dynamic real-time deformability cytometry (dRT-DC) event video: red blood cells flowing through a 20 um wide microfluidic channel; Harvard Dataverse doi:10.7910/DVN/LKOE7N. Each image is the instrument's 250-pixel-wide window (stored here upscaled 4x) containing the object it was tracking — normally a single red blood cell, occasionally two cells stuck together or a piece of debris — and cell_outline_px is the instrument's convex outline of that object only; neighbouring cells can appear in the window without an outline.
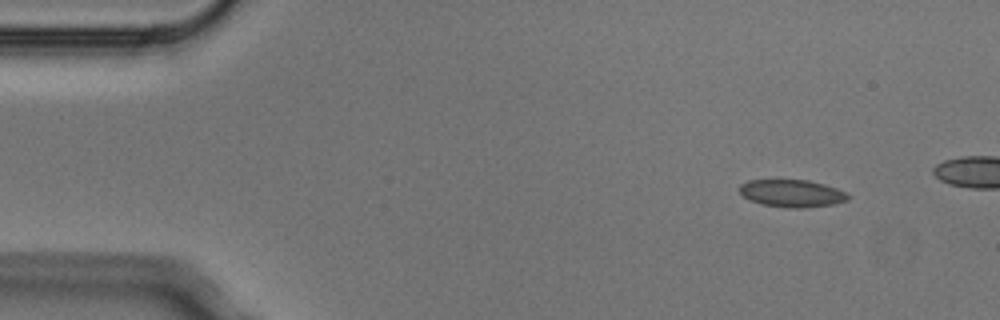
{"species": "Egyptian fruit bat (a non-hibernating species)", "species_latin": "Rousettus aegyptiacus", "temperature_condition": "cold", "stored_images_in_passage": 5, "camera_frame_rate_fps": 3000, "um_per_image_px": 0.085, "animal": {"sex": "male"}, "frame": {"image": 1, "passage_image": 2, "time_ms": 0.333, "image_size_px": [1000, 320], "cell_outline_px": [[852, 196], [848, 200], [832, 204], [800, 208], [788, 208], [760, 204], [744, 196], [740, 192], [740, 184], [748, 180], [776, 176], [808, 180], [824, 184], [848, 192]], "centroid_in_image_um": [67.29, 16.37], "position_along_channel_um": 17.7, "area_um2": 18.21}}